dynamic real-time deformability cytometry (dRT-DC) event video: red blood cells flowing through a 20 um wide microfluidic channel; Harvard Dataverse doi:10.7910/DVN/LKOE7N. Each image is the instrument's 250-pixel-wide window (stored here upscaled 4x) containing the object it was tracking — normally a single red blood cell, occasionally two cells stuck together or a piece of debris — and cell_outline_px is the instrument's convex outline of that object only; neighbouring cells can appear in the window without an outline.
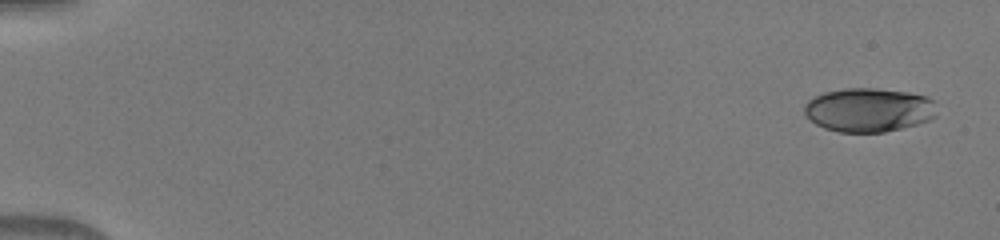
{"species": "human", "species_latin": "Homo sapiens", "temperature_condition": "warm", "stored_images_in_passage": 49, "camera_frame_rate_fps": 3000, "um_per_image_px": 0.085, "donor": {"sex": "male"}, "frame": {"image": 1, "passage_image": 1, "time_ms": 0.0, "image_size_px": [1000, 240], "cell_outline_px": [[936, 116], [928, 120], [916, 124], [884, 132], [840, 132], [824, 128], [816, 124], [804, 112], [804, 104], [808, 100], [824, 92], [844, 88], [876, 88], [908, 92], [928, 96], [932, 100]], "centroid_in_image_um": [73.83, 9.33], "position_along_channel_um": 11.2, "area_um2": 33.76}}
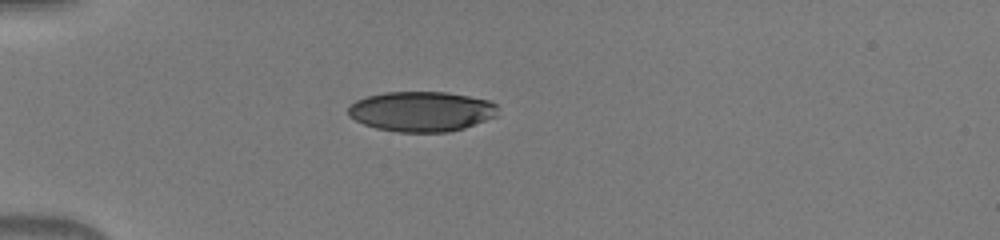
{"frame": {"image": 2, "passage_image": 14, "time_ms": 4.333, "image_size_px": [1000, 240], "cell_outline_px": [[496, 116], [464, 128], [448, 132], [400, 132], [376, 128], [364, 124], [348, 116], [348, 108], [356, 100], [368, 96], [384, 92], [444, 92], [468, 96], [488, 100], [496, 104]], "centroid_in_image_um": [35.8, 9.47], "position_along_channel_um": 49.2, "area_um2": 34.74}}
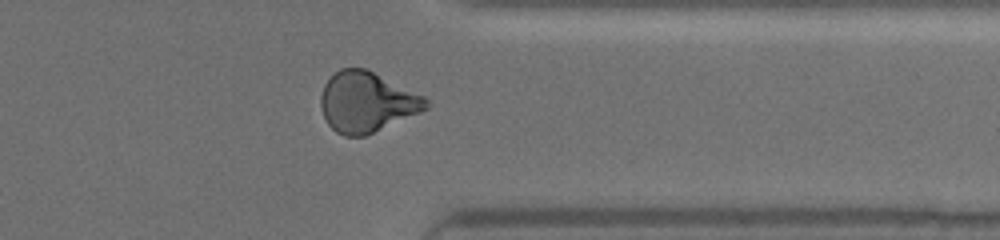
{"frame": {"image": 3, "passage_image": 40, "time_ms": 13.0, "image_size_px": [1000, 240], "cell_outline_px": [[428, 108], [420, 112], [364, 136], [344, 136], [336, 132], [328, 124], [324, 116], [320, 104], [320, 96], [324, 84], [340, 68], [364, 68], [424, 96], [428, 100]], "centroid_in_image_um": [31.15, 8.68], "position_along_channel_um": 380.3, "area_um2": 36.41}}